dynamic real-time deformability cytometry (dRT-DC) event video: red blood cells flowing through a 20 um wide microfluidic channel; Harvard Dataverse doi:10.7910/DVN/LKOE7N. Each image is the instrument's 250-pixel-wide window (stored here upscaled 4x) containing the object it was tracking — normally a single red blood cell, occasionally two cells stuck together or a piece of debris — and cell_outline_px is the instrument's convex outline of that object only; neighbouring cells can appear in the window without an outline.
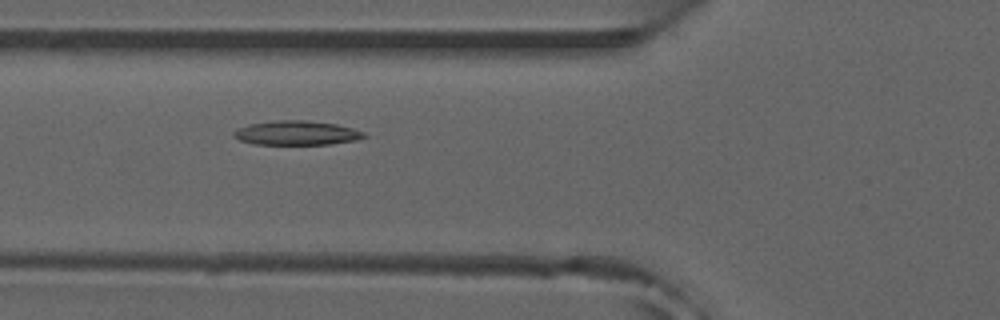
{"species": "common noctule bat (a hibernating species)", "species_latin": "Nyctalus noctula", "temperature_condition": "room temperature", "stored_images_in_passage": 19, "camera_frame_rate_fps": 3000, "um_per_image_px": 0.085, "animal": {"sex": "male", "forearm_length_mm": 52.5}, "frame": {"image": 1, "passage_image": 18, "time_ms": 5.667, "image_size_px": [1000, 320], "cell_outline_px": [[368, 136], [356, 140], [328, 144], [256, 144], [240, 140], [232, 136], [232, 132], [248, 124], [280, 120], [308, 120], [336, 124], [352, 128], [364, 132]], "centroid_in_image_um": [25.22, 11.29], "position_along_channel_um": 100.6, "area_um2": 18.32}}